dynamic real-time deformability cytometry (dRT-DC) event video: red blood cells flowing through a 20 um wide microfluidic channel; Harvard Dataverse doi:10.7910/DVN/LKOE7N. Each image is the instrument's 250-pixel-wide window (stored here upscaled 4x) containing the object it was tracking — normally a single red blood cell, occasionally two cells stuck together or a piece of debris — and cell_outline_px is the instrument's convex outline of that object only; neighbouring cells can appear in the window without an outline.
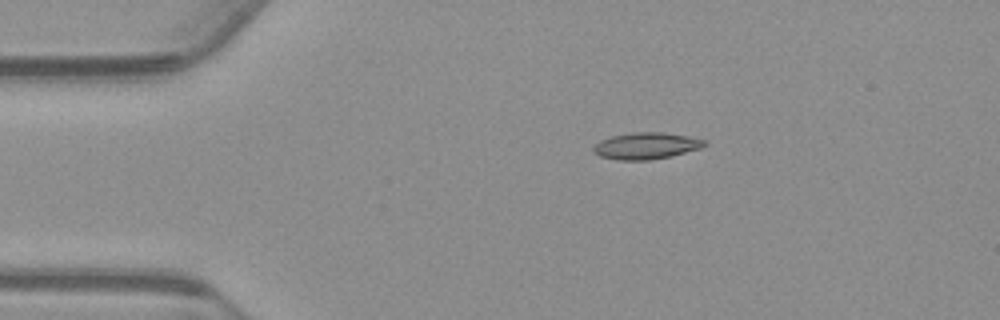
{"species": "common noctule bat (a hibernating species)", "species_latin": "Nyctalus noctula", "temperature_condition": "warm", "stored_images_in_passage": 45, "camera_frame_rate_fps": 3000, "um_per_image_px": 0.085, "animal": {"sex": "male", "body_mass_g": 23.1, "forearm_length_mm": 52.7}, "frame": {"image": 1, "passage_image": 1, "time_ms": 0.0, "image_size_px": [1000, 320], "cell_outline_px": [[708, 144], [700, 148], [672, 156], [648, 160], [620, 160], [600, 156], [592, 152], [592, 148], [600, 140], [612, 136], [632, 132], [664, 132], [688, 136], [704, 140]], "centroid_in_image_um": [54.91, 12.39], "position_along_channel_um": 30.1, "area_um2": 17.22}}
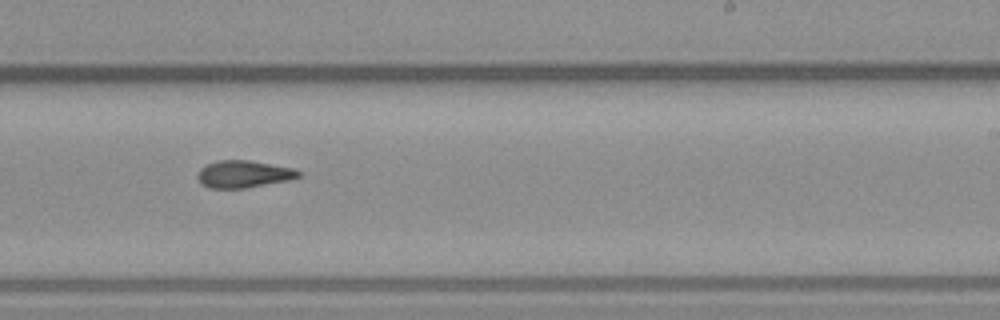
{"frame": {"image": 2, "passage_image": 24, "time_ms": 7.667, "image_size_px": [1000, 320], "cell_outline_px": [[300, 176], [288, 180], [244, 188], [208, 188], [200, 184], [196, 176], [200, 168], [216, 160], [248, 160], [296, 168], [300, 172]], "centroid_in_image_um": [20.67, 14.79], "position_along_channel_um": 268.3, "area_um2": 16.07}}
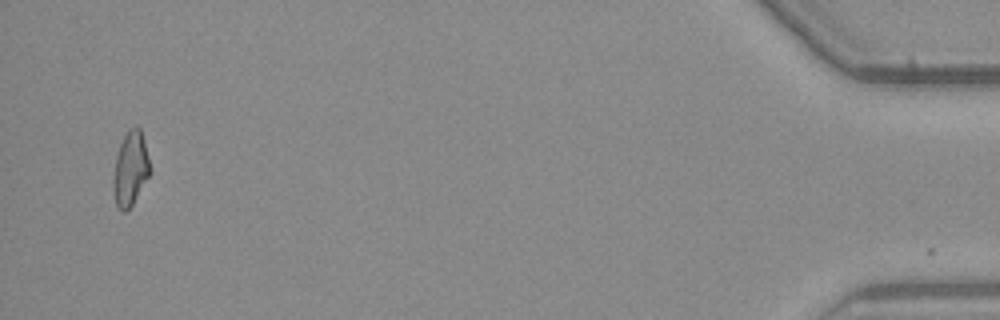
{"frame": {"image": 3, "passage_image": 44, "time_ms": 14.333, "image_size_px": [1000, 320], "cell_outline_px": [[152, 172], [132, 204], [124, 212], [120, 212], [116, 208], [112, 188], [112, 180], [116, 156], [120, 144], [128, 128], [136, 124], [140, 128]], "centroid_in_image_um": [11.07, 14.36], "position_along_channel_um": 424.1, "area_um2": 16.13}, "authors_computed_cell_mechanics": {"area_um2": 16.1262, "velocity_mm_per_s": 3.7428, "shape_relaxation_time_tau1_ms": null, "shape_relaxation_time_tau2_ms": 5.498, "deformation_change_tau1": null, "deformation_change_tau2": 0.1275}}